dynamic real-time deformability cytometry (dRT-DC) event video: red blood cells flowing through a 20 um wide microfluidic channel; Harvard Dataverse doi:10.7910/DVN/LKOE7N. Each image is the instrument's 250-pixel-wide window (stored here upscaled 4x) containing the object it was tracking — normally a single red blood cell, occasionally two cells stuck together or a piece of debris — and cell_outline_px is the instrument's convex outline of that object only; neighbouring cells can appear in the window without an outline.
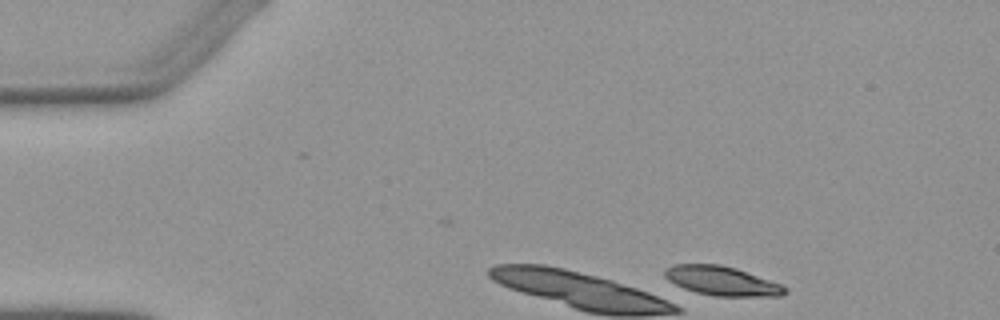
{"species": "Egyptian fruit bat (a non-hibernating species)", "species_latin": "Rousettus aegyptiacus", "temperature_condition": "warm", "stored_images_in_passage": 3, "camera_frame_rate_fps": 3000, "um_per_image_px": 0.085, "animal": {"sex": "female"}, "frame": {"image": 1, "passage_image": 1, "time_ms": 0.0, "image_size_px": [1000, 320], "cell_outline_px": [[788, 292], [780, 296], [712, 296], [696, 292], [684, 288], [668, 280], [664, 276], [664, 268], [672, 264], [720, 264], [736, 268], [780, 284], [788, 288]], "centroid_in_image_um": [61.34, 23.87], "position_along_channel_um": 23.7, "area_um2": 20.46}}
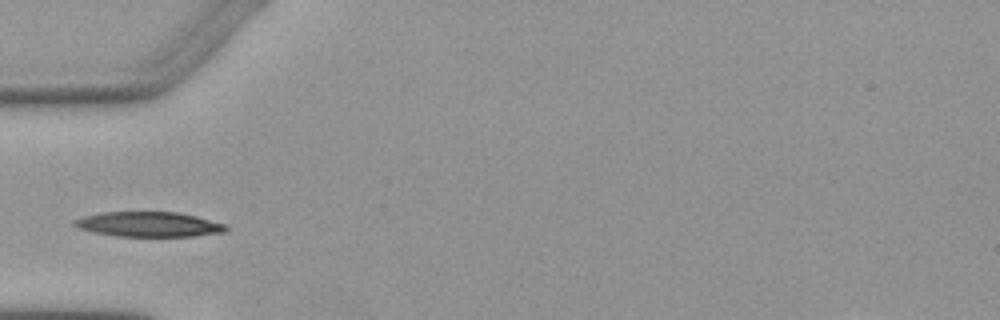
{"frame": {"image": 2, "passage_image": 3, "time_ms": 3.333, "image_size_px": [1000, 320], "cell_outline_px": [[228, 228], [224, 232], [192, 236], [116, 236], [96, 232], [80, 228], [72, 224], [72, 220], [84, 216], [104, 212], [176, 212], [196, 216], [224, 224]], "centroid_in_image_um": [12.63, 19.06], "position_along_channel_um": 72.4, "area_um2": 21.73}}